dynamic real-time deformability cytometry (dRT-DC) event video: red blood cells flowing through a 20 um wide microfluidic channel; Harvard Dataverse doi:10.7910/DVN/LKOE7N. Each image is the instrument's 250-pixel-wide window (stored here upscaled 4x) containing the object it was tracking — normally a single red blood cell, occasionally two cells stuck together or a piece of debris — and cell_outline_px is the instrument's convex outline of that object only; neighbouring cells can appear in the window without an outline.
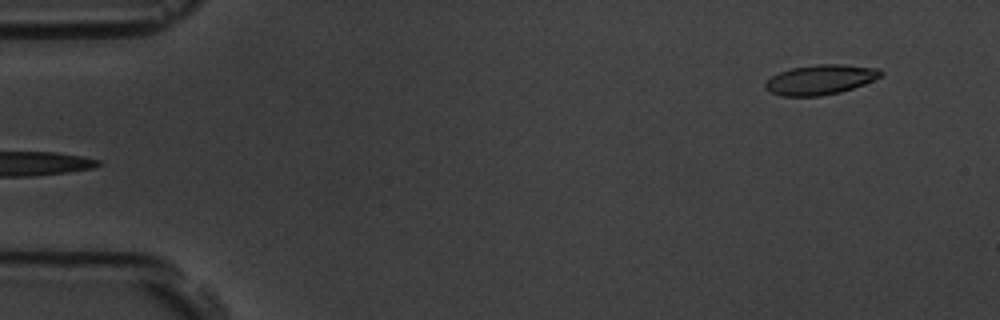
{"species": "common noctule bat (a hibernating species)", "species_latin": "Nyctalus noctula", "temperature_condition": "room temperature", "stored_images_in_passage": 3, "segment_of_instrument_passage": [2, 2], "camera_frame_rate_fps": 3000, "um_per_image_px": 0.085, "animal": {"sex": "male", "body_mass_g": 19.5, "forearm_length_mm": 54.6}, "frame": {"image": 1, "passage_image": 3, "time_ms": 2.333, "image_size_px": [1000, 320], "cell_outline_px": [[884, 76], [864, 84], [840, 92], [820, 96], [780, 96], [768, 92], [764, 88], [764, 84], [772, 76], [780, 72], [792, 68], [820, 64], [840, 64], [880, 68], [884, 72]], "centroid_in_image_um": [69.75, 6.77], "position_along_channel_um": 15.2, "area_um2": 20.23}}